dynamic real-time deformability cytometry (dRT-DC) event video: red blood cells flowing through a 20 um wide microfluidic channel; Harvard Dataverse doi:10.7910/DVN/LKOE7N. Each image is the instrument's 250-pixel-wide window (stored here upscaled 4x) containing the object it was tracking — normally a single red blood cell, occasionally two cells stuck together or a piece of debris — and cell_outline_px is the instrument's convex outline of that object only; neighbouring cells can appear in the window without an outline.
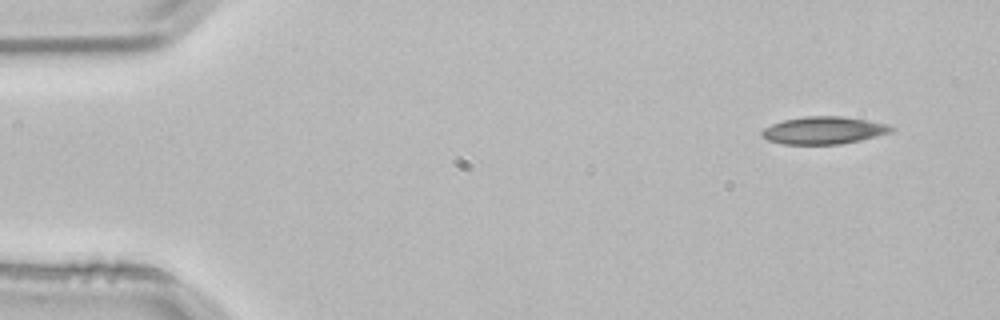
{"species": "common noctule bat (a hibernating species)", "species_latin": "Nyctalus noctula", "temperature_condition": "room temperature", "stored_images_in_passage": 3, "camera_frame_rate_fps": 3000, "um_per_image_px": 0.085, "animal": {"sex": "male", "body_mass_g": 21.5, "forearm_length_mm": 52.0}, "frame": {"image": 1, "passage_image": 1, "time_ms": 0.0, "image_size_px": [1000, 320], "cell_outline_px": [[892, 132], [860, 140], [840, 144], [784, 144], [768, 140], [760, 136], [760, 132], [764, 128], [772, 124], [784, 120], [804, 116], [840, 116], [892, 124]], "centroid_in_image_um": [70.01, 11.08], "position_along_channel_um": 15.0, "area_um2": 20.69}}
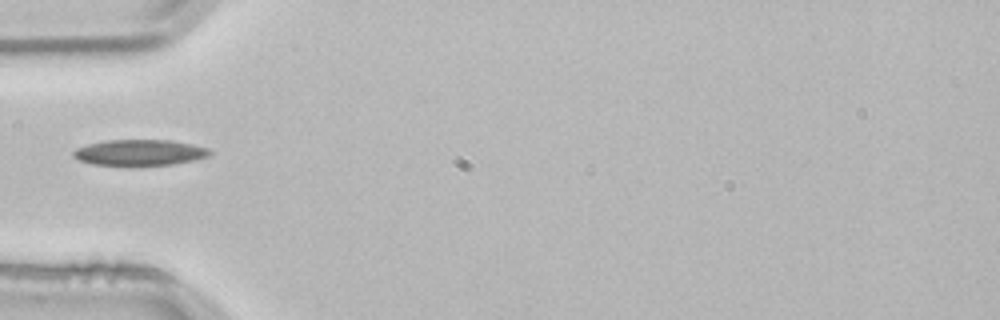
{"frame": {"image": 2, "passage_image": 3, "time_ms": 0.667, "image_size_px": [1000, 320], "cell_outline_px": [[216, 152], [208, 156], [196, 160], [172, 164], [136, 168], [128, 168], [92, 164], [80, 160], [72, 156], [72, 152], [76, 148], [88, 144], [104, 140], [172, 140], [192, 144], [208, 148]], "centroid_in_image_um": [11.88, 13.01], "position_along_channel_um": 73.1, "area_um2": 21.68}}